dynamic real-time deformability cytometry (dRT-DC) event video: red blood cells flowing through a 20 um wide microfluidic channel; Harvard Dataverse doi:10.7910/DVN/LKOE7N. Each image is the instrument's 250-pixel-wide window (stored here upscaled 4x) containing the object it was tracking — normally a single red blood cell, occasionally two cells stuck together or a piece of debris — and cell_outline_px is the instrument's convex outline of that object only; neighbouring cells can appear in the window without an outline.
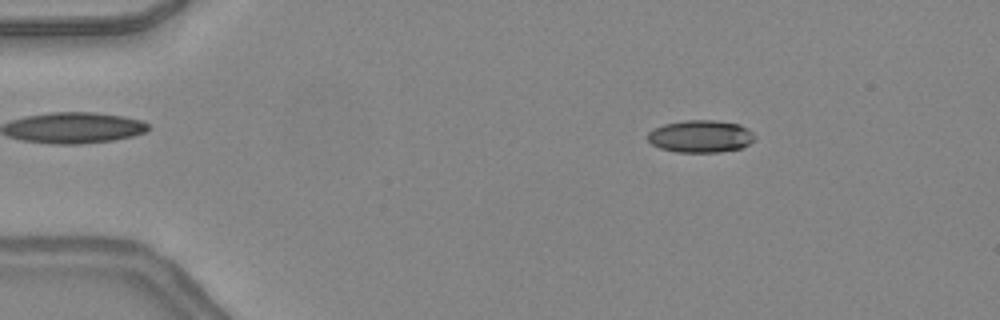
{"species": "common noctule bat (a hibernating species)", "species_latin": "Nyctalus noctula", "temperature_condition": "warm", "stored_images_in_passage": 47, "camera_frame_rate_fps": 3000, "um_per_image_px": 0.085, "animal": {"sex": "female", "body_mass_g": 24.6, "forearm_length_mm": 56.2}, "frame": {"image": 1, "passage_image": 7, "time_ms": 2.0, "image_size_px": [1000, 320], "cell_outline_px": [[752, 140], [748, 144], [740, 148], [720, 152], [676, 152], [660, 148], [652, 144], [648, 140], [648, 132], [652, 128], [664, 124], [684, 120], [716, 120], [740, 124], [748, 128], [752, 132]], "centroid_in_image_um": [59.51, 11.58], "position_along_channel_um": 25.5, "area_um2": 20.17}}
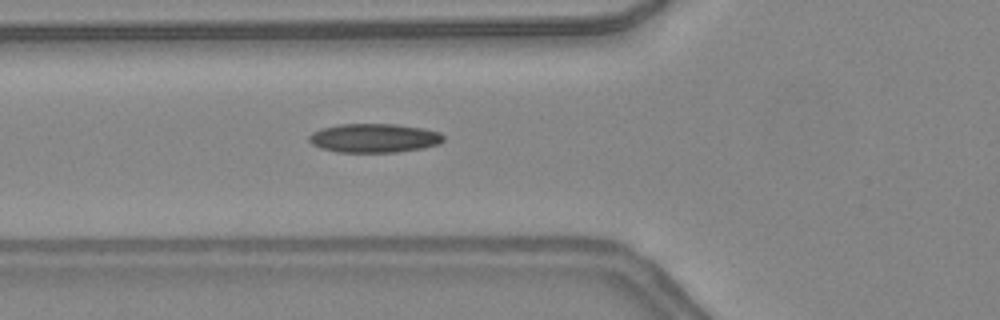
{"frame": {"image": 2, "passage_image": 17, "time_ms": 5.333, "image_size_px": [1000, 320], "cell_outline_px": [[444, 140], [440, 144], [424, 148], [396, 152], [336, 152], [320, 148], [312, 144], [308, 140], [308, 136], [312, 132], [320, 128], [340, 124], [396, 124], [424, 128], [440, 132], [444, 136]], "centroid_in_image_um": [31.8, 11.73], "position_along_channel_um": 94.0, "area_um2": 22.95}}
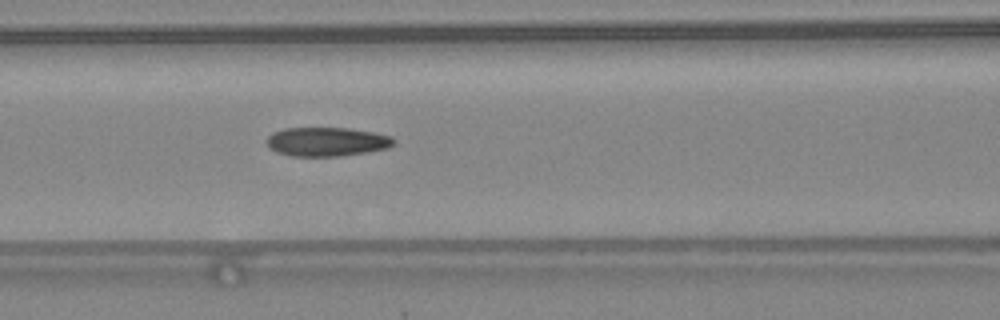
{"frame": {"image": 3, "passage_image": 20, "time_ms": 6.333, "image_size_px": [1000, 320], "cell_outline_px": [[396, 140], [388, 148], [368, 152], [340, 156], [292, 156], [276, 152], [264, 140], [272, 132], [284, 128], [348, 128], [372, 132], [392, 136]], "centroid_in_image_um": [27.77, 12.04], "position_along_channel_um": 138.8, "area_um2": 21.5}, "authors_computed_cell_mechanics": {"area_um2": 21.2126, "velocity_mm_per_s": 4.4035, "shape_relaxation_time_tau1_ms": null, "shape_relaxation_time_tau2_ms": 2.8973, "deformation_change_tau1": null, "deformation_change_tau2": 0.1112}}